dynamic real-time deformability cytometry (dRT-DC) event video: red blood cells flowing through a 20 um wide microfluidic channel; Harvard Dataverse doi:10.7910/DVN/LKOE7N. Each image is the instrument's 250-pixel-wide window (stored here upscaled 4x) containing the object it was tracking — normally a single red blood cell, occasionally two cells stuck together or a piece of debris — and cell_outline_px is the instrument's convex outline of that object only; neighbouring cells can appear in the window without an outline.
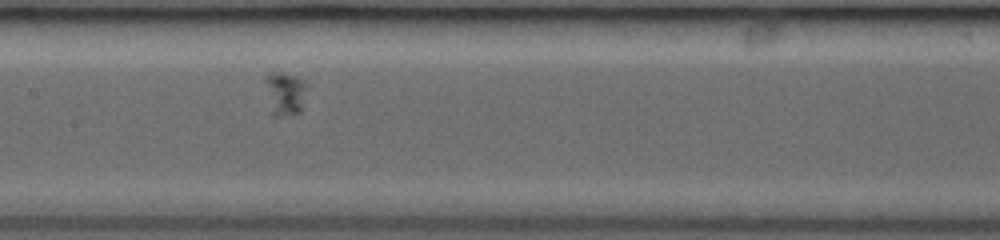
{"species": "common noctule bat (a hibernating species)", "species_latin": "Nyctalus noctula", "temperature_condition": "room temperature", "stored_images_in_passage": 23, "segment_of_instrument_passage": [2, 3], "camera_frame_rate_fps": 3000, "um_per_image_px": 0.085, "animal": {"sex": "female", "body_mass_g": 19.0, "forearm_length_mm": 53.3}, "frame": {"image": 1, "passage_image": 9, "time_ms": 3.667, "image_size_px": [1000, 240], "cell_outline_px": [[308, 84], [300, 112], [276, 116], [272, 116], [264, 80], [264, 76], [276, 72], [284, 72], [296, 76], [304, 80]], "centroid_in_image_um": [24.23, 7.9], "position_along_channel_um": 183.2, "area_um2": 10.58}}
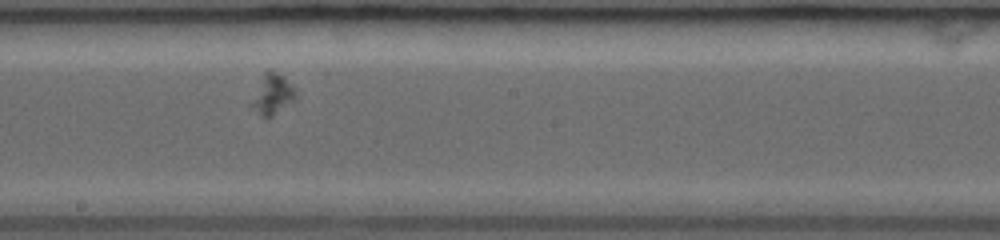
{"frame": {"image": 2, "passage_image": 12, "time_ms": 4.667, "image_size_px": [1000, 240], "cell_outline_px": [[296, 96], [292, 100], [268, 120], [264, 120], [248, 104], [264, 72], [268, 68], [272, 68], [296, 92]], "centroid_in_image_um": [23.05, 8.06], "position_along_channel_um": 225.2, "area_um2": 10.29}}